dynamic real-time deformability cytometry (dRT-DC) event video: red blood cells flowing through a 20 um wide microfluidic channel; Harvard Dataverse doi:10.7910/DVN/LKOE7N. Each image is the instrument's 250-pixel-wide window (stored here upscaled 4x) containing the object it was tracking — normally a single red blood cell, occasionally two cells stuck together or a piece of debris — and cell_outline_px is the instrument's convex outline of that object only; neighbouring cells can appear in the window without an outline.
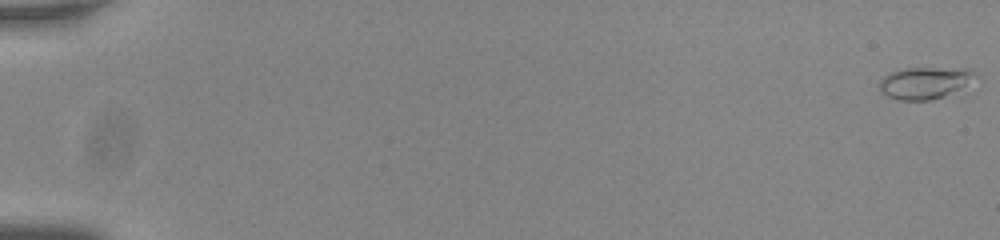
{"species": "common noctule bat (a hibernating species)", "species_latin": "Nyctalus noctula", "temperature_condition": "room temperature", "stored_images_in_passage": 57, "camera_frame_rate_fps": 3000, "um_per_image_px": 0.085, "animal": {"sex": "male", "body_mass_g": 20.0, "forearm_length_mm": 53.3}, "frame": {"image": 1, "passage_image": 1, "time_ms": 0.0, "image_size_px": [1000, 240], "cell_outline_px": [[980, 76], [944, 96], [932, 100], [896, 100], [888, 96], [880, 88], [880, 80], [884, 76], [892, 72], [908, 68], [968, 68]], "centroid_in_image_um": [78.63, 7.03], "position_along_channel_um": 6.4, "area_um2": 17.51}}
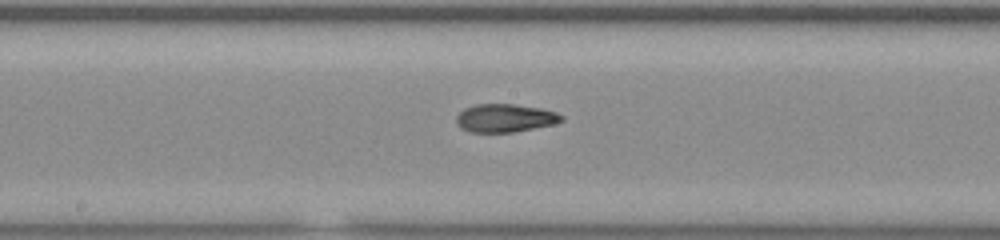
{"frame": {"image": 2, "passage_image": 32, "time_ms": 10.333, "image_size_px": [1000, 240], "cell_outline_px": [[564, 120], [552, 124], [512, 132], [472, 132], [460, 128], [456, 120], [456, 116], [464, 108], [476, 104], [512, 104], [540, 108], [556, 112], [564, 116]], "centroid_in_image_um": [42.91, 10.03], "position_along_channel_um": 205.3, "area_um2": 17.11}}
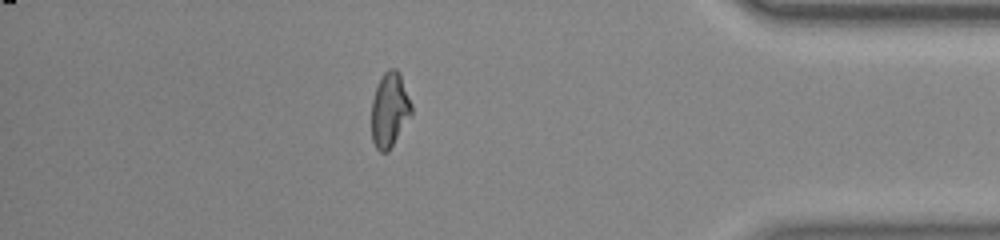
{"frame": {"image": 3, "passage_image": 50, "time_ms": 16.333, "image_size_px": [1000, 240], "cell_outline_px": [[412, 116], [388, 152], [380, 152], [376, 148], [372, 140], [372, 100], [376, 88], [384, 72], [388, 68], [396, 68], [400, 72], [412, 104]], "centroid_in_image_um": [33.14, 9.34], "position_along_channel_um": 402.1, "area_um2": 17.57}, "authors_computed_cell_mechanics": {"area_um2": 17.051, "velocity_mm_per_s": 3.7938, "shape_relaxation_time_tau1_ms": null, "shape_relaxation_time_tau2_ms": 2.3679, "deformation_change_tau1": null, "deformation_change_tau2": 0.0634}}